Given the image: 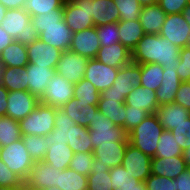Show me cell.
Listing matches in <instances>:
<instances>
[{
    "label": "cell",
    "instance_id": "obj_1",
    "mask_svg": "<svg viewBox=\"0 0 190 190\" xmlns=\"http://www.w3.org/2000/svg\"><path fill=\"white\" fill-rule=\"evenodd\" d=\"M180 48L159 34H145L132 50V62L179 66Z\"/></svg>",
    "mask_w": 190,
    "mask_h": 190
},
{
    "label": "cell",
    "instance_id": "obj_2",
    "mask_svg": "<svg viewBox=\"0 0 190 190\" xmlns=\"http://www.w3.org/2000/svg\"><path fill=\"white\" fill-rule=\"evenodd\" d=\"M164 131L155 113L148 114L142 122L128 133L129 143L137 147L150 158H154L157 143Z\"/></svg>",
    "mask_w": 190,
    "mask_h": 190
},
{
    "label": "cell",
    "instance_id": "obj_3",
    "mask_svg": "<svg viewBox=\"0 0 190 190\" xmlns=\"http://www.w3.org/2000/svg\"><path fill=\"white\" fill-rule=\"evenodd\" d=\"M90 131V141L93 150L101 145L112 142H129L128 133L123 127L117 126L108 116L102 114L99 110L95 112L93 121L88 126Z\"/></svg>",
    "mask_w": 190,
    "mask_h": 190
},
{
    "label": "cell",
    "instance_id": "obj_4",
    "mask_svg": "<svg viewBox=\"0 0 190 190\" xmlns=\"http://www.w3.org/2000/svg\"><path fill=\"white\" fill-rule=\"evenodd\" d=\"M55 115V107L40 102L29 115L19 121L21 135H48L54 129Z\"/></svg>",
    "mask_w": 190,
    "mask_h": 190
},
{
    "label": "cell",
    "instance_id": "obj_5",
    "mask_svg": "<svg viewBox=\"0 0 190 190\" xmlns=\"http://www.w3.org/2000/svg\"><path fill=\"white\" fill-rule=\"evenodd\" d=\"M0 159L24 182L29 177L35 163L25 148L22 138L7 146L0 147Z\"/></svg>",
    "mask_w": 190,
    "mask_h": 190
},
{
    "label": "cell",
    "instance_id": "obj_6",
    "mask_svg": "<svg viewBox=\"0 0 190 190\" xmlns=\"http://www.w3.org/2000/svg\"><path fill=\"white\" fill-rule=\"evenodd\" d=\"M32 35L62 51L70 48L73 33L62 19L57 24L31 25Z\"/></svg>",
    "mask_w": 190,
    "mask_h": 190
},
{
    "label": "cell",
    "instance_id": "obj_7",
    "mask_svg": "<svg viewBox=\"0 0 190 190\" xmlns=\"http://www.w3.org/2000/svg\"><path fill=\"white\" fill-rule=\"evenodd\" d=\"M141 64L130 62L119 68L113 85L101 93V95H113L122 98L124 101L135 87L140 86Z\"/></svg>",
    "mask_w": 190,
    "mask_h": 190
},
{
    "label": "cell",
    "instance_id": "obj_8",
    "mask_svg": "<svg viewBox=\"0 0 190 190\" xmlns=\"http://www.w3.org/2000/svg\"><path fill=\"white\" fill-rule=\"evenodd\" d=\"M63 20L72 33L94 27L93 17L89 15L88 0H65Z\"/></svg>",
    "mask_w": 190,
    "mask_h": 190
},
{
    "label": "cell",
    "instance_id": "obj_9",
    "mask_svg": "<svg viewBox=\"0 0 190 190\" xmlns=\"http://www.w3.org/2000/svg\"><path fill=\"white\" fill-rule=\"evenodd\" d=\"M26 47L29 63L52 69H56L63 52L54 46L44 43L35 36L26 41Z\"/></svg>",
    "mask_w": 190,
    "mask_h": 190
},
{
    "label": "cell",
    "instance_id": "obj_10",
    "mask_svg": "<svg viewBox=\"0 0 190 190\" xmlns=\"http://www.w3.org/2000/svg\"><path fill=\"white\" fill-rule=\"evenodd\" d=\"M48 87L39 98L42 104L51 107L61 108L70 99L74 98V84L55 74L48 82Z\"/></svg>",
    "mask_w": 190,
    "mask_h": 190
},
{
    "label": "cell",
    "instance_id": "obj_11",
    "mask_svg": "<svg viewBox=\"0 0 190 190\" xmlns=\"http://www.w3.org/2000/svg\"><path fill=\"white\" fill-rule=\"evenodd\" d=\"M15 40L27 41L31 32V16L24 9H7L0 25Z\"/></svg>",
    "mask_w": 190,
    "mask_h": 190
},
{
    "label": "cell",
    "instance_id": "obj_12",
    "mask_svg": "<svg viewBox=\"0 0 190 190\" xmlns=\"http://www.w3.org/2000/svg\"><path fill=\"white\" fill-rule=\"evenodd\" d=\"M190 25L182 13L166 15L159 35L173 42V45L184 48L188 46Z\"/></svg>",
    "mask_w": 190,
    "mask_h": 190
},
{
    "label": "cell",
    "instance_id": "obj_13",
    "mask_svg": "<svg viewBox=\"0 0 190 190\" xmlns=\"http://www.w3.org/2000/svg\"><path fill=\"white\" fill-rule=\"evenodd\" d=\"M151 160L152 158L128 143L121 165L130 176L145 181L151 175Z\"/></svg>",
    "mask_w": 190,
    "mask_h": 190
},
{
    "label": "cell",
    "instance_id": "obj_14",
    "mask_svg": "<svg viewBox=\"0 0 190 190\" xmlns=\"http://www.w3.org/2000/svg\"><path fill=\"white\" fill-rule=\"evenodd\" d=\"M6 116L20 121L29 115L40 103L39 98L29 91H9Z\"/></svg>",
    "mask_w": 190,
    "mask_h": 190
},
{
    "label": "cell",
    "instance_id": "obj_15",
    "mask_svg": "<svg viewBox=\"0 0 190 190\" xmlns=\"http://www.w3.org/2000/svg\"><path fill=\"white\" fill-rule=\"evenodd\" d=\"M118 71L119 68H113L93 58L87 62L84 78L90 81L102 93L113 85Z\"/></svg>",
    "mask_w": 190,
    "mask_h": 190
},
{
    "label": "cell",
    "instance_id": "obj_16",
    "mask_svg": "<svg viewBox=\"0 0 190 190\" xmlns=\"http://www.w3.org/2000/svg\"><path fill=\"white\" fill-rule=\"evenodd\" d=\"M88 60L69 50L63 51L57 63L56 73L73 84L78 83L84 78Z\"/></svg>",
    "mask_w": 190,
    "mask_h": 190
},
{
    "label": "cell",
    "instance_id": "obj_17",
    "mask_svg": "<svg viewBox=\"0 0 190 190\" xmlns=\"http://www.w3.org/2000/svg\"><path fill=\"white\" fill-rule=\"evenodd\" d=\"M101 47L96 27L73 33L69 51L88 59L96 57Z\"/></svg>",
    "mask_w": 190,
    "mask_h": 190
},
{
    "label": "cell",
    "instance_id": "obj_18",
    "mask_svg": "<svg viewBox=\"0 0 190 190\" xmlns=\"http://www.w3.org/2000/svg\"><path fill=\"white\" fill-rule=\"evenodd\" d=\"M24 183L34 190H42L53 186L58 188V169L44 161L35 162L29 177Z\"/></svg>",
    "mask_w": 190,
    "mask_h": 190
},
{
    "label": "cell",
    "instance_id": "obj_19",
    "mask_svg": "<svg viewBox=\"0 0 190 190\" xmlns=\"http://www.w3.org/2000/svg\"><path fill=\"white\" fill-rule=\"evenodd\" d=\"M88 10L95 27L120 21V12L113 0H88Z\"/></svg>",
    "mask_w": 190,
    "mask_h": 190
},
{
    "label": "cell",
    "instance_id": "obj_20",
    "mask_svg": "<svg viewBox=\"0 0 190 190\" xmlns=\"http://www.w3.org/2000/svg\"><path fill=\"white\" fill-rule=\"evenodd\" d=\"M26 83H28V91L40 98L48 87L47 82L56 74V69L42 67L33 63L26 66Z\"/></svg>",
    "mask_w": 190,
    "mask_h": 190
},
{
    "label": "cell",
    "instance_id": "obj_21",
    "mask_svg": "<svg viewBox=\"0 0 190 190\" xmlns=\"http://www.w3.org/2000/svg\"><path fill=\"white\" fill-rule=\"evenodd\" d=\"M177 67L178 66H163L164 71L161 85L155 93L159 106L175 102L177 90L182 83L176 71Z\"/></svg>",
    "mask_w": 190,
    "mask_h": 190
},
{
    "label": "cell",
    "instance_id": "obj_22",
    "mask_svg": "<svg viewBox=\"0 0 190 190\" xmlns=\"http://www.w3.org/2000/svg\"><path fill=\"white\" fill-rule=\"evenodd\" d=\"M45 142L48 144L49 148L43 161L59 170L69 168L71 159L74 155L69 145L60 140H48L46 137Z\"/></svg>",
    "mask_w": 190,
    "mask_h": 190
},
{
    "label": "cell",
    "instance_id": "obj_23",
    "mask_svg": "<svg viewBox=\"0 0 190 190\" xmlns=\"http://www.w3.org/2000/svg\"><path fill=\"white\" fill-rule=\"evenodd\" d=\"M95 58L113 68H121L132 62V52L119 42L109 46H101Z\"/></svg>",
    "mask_w": 190,
    "mask_h": 190
},
{
    "label": "cell",
    "instance_id": "obj_24",
    "mask_svg": "<svg viewBox=\"0 0 190 190\" xmlns=\"http://www.w3.org/2000/svg\"><path fill=\"white\" fill-rule=\"evenodd\" d=\"M129 142H108L94 149V158L98 164L109 165L110 168L120 166Z\"/></svg>",
    "mask_w": 190,
    "mask_h": 190
},
{
    "label": "cell",
    "instance_id": "obj_25",
    "mask_svg": "<svg viewBox=\"0 0 190 190\" xmlns=\"http://www.w3.org/2000/svg\"><path fill=\"white\" fill-rule=\"evenodd\" d=\"M155 114L159 123L167 131H171L190 117V111L176 103L160 105Z\"/></svg>",
    "mask_w": 190,
    "mask_h": 190
},
{
    "label": "cell",
    "instance_id": "obj_26",
    "mask_svg": "<svg viewBox=\"0 0 190 190\" xmlns=\"http://www.w3.org/2000/svg\"><path fill=\"white\" fill-rule=\"evenodd\" d=\"M188 168L183 156L169 158L154 157L151 160V174L176 179Z\"/></svg>",
    "mask_w": 190,
    "mask_h": 190
},
{
    "label": "cell",
    "instance_id": "obj_27",
    "mask_svg": "<svg viewBox=\"0 0 190 190\" xmlns=\"http://www.w3.org/2000/svg\"><path fill=\"white\" fill-rule=\"evenodd\" d=\"M155 93V90L138 86L127 95L124 102L126 105L133 106L134 108H141L148 114H153L156 113V110L159 107Z\"/></svg>",
    "mask_w": 190,
    "mask_h": 190
},
{
    "label": "cell",
    "instance_id": "obj_28",
    "mask_svg": "<svg viewBox=\"0 0 190 190\" xmlns=\"http://www.w3.org/2000/svg\"><path fill=\"white\" fill-rule=\"evenodd\" d=\"M166 19V13L158 3L142 6L139 17L145 34H159Z\"/></svg>",
    "mask_w": 190,
    "mask_h": 190
},
{
    "label": "cell",
    "instance_id": "obj_29",
    "mask_svg": "<svg viewBox=\"0 0 190 190\" xmlns=\"http://www.w3.org/2000/svg\"><path fill=\"white\" fill-rule=\"evenodd\" d=\"M97 107L102 114L108 116L117 126L124 128L126 112L125 102L122 98L113 95H101Z\"/></svg>",
    "mask_w": 190,
    "mask_h": 190
},
{
    "label": "cell",
    "instance_id": "obj_30",
    "mask_svg": "<svg viewBox=\"0 0 190 190\" xmlns=\"http://www.w3.org/2000/svg\"><path fill=\"white\" fill-rule=\"evenodd\" d=\"M77 125L87 127L93 121L95 112L98 110L97 105H89L88 103L80 102L75 98L70 99L62 107Z\"/></svg>",
    "mask_w": 190,
    "mask_h": 190
},
{
    "label": "cell",
    "instance_id": "obj_31",
    "mask_svg": "<svg viewBox=\"0 0 190 190\" xmlns=\"http://www.w3.org/2000/svg\"><path fill=\"white\" fill-rule=\"evenodd\" d=\"M0 62L6 67H25L29 63L26 41L14 40L0 53Z\"/></svg>",
    "mask_w": 190,
    "mask_h": 190
},
{
    "label": "cell",
    "instance_id": "obj_32",
    "mask_svg": "<svg viewBox=\"0 0 190 190\" xmlns=\"http://www.w3.org/2000/svg\"><path fill=\"white\" fill-rule=\"evenodd\" d=\"M120 43L131 52L136 47L139 40L145 35L139 19L120 20L118 22Z\"/></svg>",
    "mask_w": 190,
    "mask_h": 190
},
{
    "label": "cell",
    "instance_id": "obj_33",
    "mask_svg": "<svg viewBox=\"0 0 190 190\" xmlns=\"http://www.w3.org/2000/svg\"><path fill=\"white\" fill-rule=\"evenodd\" d=\"M54 122L53 131L45 137L48 140H60L71 144L72 126L76 125L75 121L62 108H56Z\"/></svg>",
    "mask_w": 190,
    "mask_h": 190
},
{
    "label": "cell",
    "instance_id": "obj_34",
    "mask_svg": "<svg viewBox=\"0 0 190 190\" xmlns=\"http://www.w3.org/2000/svg\"><path fill=\"white\" fill-rule=\"evenodd\" d=\"M26 67H6L2 66L0 75V84L8 91H28V83H26Z\"/></svg>",
    "mask_w": 190,
    "mask_h": 190
},
{
    "label": "cell",
    "instance_id": "obj_35",
    "mask_svg": "<svg viewBox=\"0 0 190 190\" xmlns=\"http://www.w3.org/2000/svg\"><path fill=\"white\" fill-rule=\"evenodd\" d=\"M110 169L109 165L98 164V160L94 158L91 164V173L87 176V190H113Z\"/></svg>",
    "mask_w": 190,
    "mask_h": 190
},
{
    "label": "cell",
    "instance_id": "obj_36",
    "mask_svg": "<svg viewBox=\"0 0 190 190\" xmlns=\"http://www.w3.org/2000/svg\"><path fill=\"white\" fill-rule=\"evenodd\" d=\"M58 188L60 190H87L88 177L70 168L58 169Z\"/></svg>",
    "mask_w": 190,
    "mask_h": 190
},
{
    "label": "cell",
    "instance_id": "obj_37",
    "mask_svg": "<svg viewBox=\"0 0 190 190\" xmlns=\"http://www.w3.org/2000/svg\"><path fill=\"white\" fill-rule=\"evenodd\" d=\"M164 68L157 63L141 64L140 86L157 90L161 85Z\"/></svg>",
    "mask_w": 190,
    "mask_h": 190
},
{
    "label": "cell",
    "instance_id": "obj_38",
    "mask_svg": "<svg viewBox=\"0 0 190 190\" xmlns=\"http://www.w3.org/2000/svg\"><path fill=\"white\" fill-rule=\"evenodd\" d=\"M73 153H93L90 131L81 125L72 126L71 144H68Z\"/></svg>",
    "mask_w": 190,
    "mask_h": 190
},
{
    "label": "cell",
    "instance_id": "obj_39",
    "mask_svg": "<svg viewBox=\"0 0 190 190\" xmlns=\"http://www.w3.org/2000/svg\"><path fill=\"white\" fill-rule=\"evenodd\" d=\"M182 150L174 139V135L171 131L164 130L157 143V149L155 157L171 158L174 156H182Z\"/></svg>",
    "mask_w": 190,
    "mask_h": 190
},
{
    "label": "cell",
    "instance_id": "obj_40",
    "mask_svg": "<svg viewBox=\"0 0 190 190\" xmlns=\"http://www.w3.org/2000/svg\"><path fill=\"white\" fill-rule=\"evenodd\" d=\"M19 121L8 116L0 117V147L7 146L18 139H21Z\"/></svg>",
    "mask_w": 190,
    "mask_h": 190
},
{
    "label": "cell",
    "instance_id": "obj_41",
    "mask_svg": "<svg viewBox=\"0 0 190 190\" xmlns=\"http://www.w3.org/2000/svg\"><path fill=\"white\" fill-rule=\"evenodd\" d=\"M101 93L88 80L83 78L74 84V98L89 105H98Z\"/></svg>",
    "mask_w": 190,
    "mask_h": 190
},
{
    "label": "cell",
    "instance_id": "obj_42",
    "mask_svg": "<svg viewBox=\"0 0 190 190\" xmlns=\"http://www.w3.org/2000/svg\"><path fill=\"white\" fill-rule=\"evenodd\" d=\"M22 140L25 144L30 157L34 162H41L48 151V144L45 142V136L37 135H22Z\"/></svg>",
    "mask_w": 190,
    "mask_h": 190
},
{
    "label": "cell",
    "instance_id": "obj_43",
    "mask_svg": "<svg viewBox=\"0 0 190 190\" xmlns=\"http://www.w3.org/2000/svg\"><path fill=\"white\" fill-rule=\"evenodd\" d=\"M65 0H25L23 9L31 17L41 13L53 12V9H63Z\"/></svg>",
    "mask_w": 190,
    "mask_h": 190
},
{
    "label": "cell",
    "instance_id": "obj_44",
    "mask_svg": "<svg viewBox=\"0 0 190 190\" xmlns=\"http://www.w3.org/2000/svg\"><path fill=\"white\" fill-rule=\"evenodd\" d=\"M120 12V20L139 19L142 5L137 0H113Z\"/></svg>",
    "mask_w": 190,
    "mask_h": 190
},
{
    "label": "cell",
    "instance_id": "obj_45",
    "mask_svg": "<svg viewBox=\"0 0 190 190\" xmlns=\"http://www.w3.org/2000/svg\"><path fill=\"white\" fill-rule=\"evenodd\" d=\"M110 177L113 190H122L127 184H138L140 181L130 176L125 168L120 165L110 169Z\"/></svg>",
    "mask_w": 190,
    "mask_h": 190
},
{
    "label": "cell",
    "instance_id": "obj_46",
    "mask_svg": "<svg viewBox=\"0 0 190 190\" xmlns=\"http://www.w3.org/2000/svg\"><path fill=\"white\" fill-rule=\"evenodd\" d=\"M101 46L119 43L118 23H109L96 27Z\"/></svg>",
    "mask_w": 190,
    "mask_h": 190
},
{
    "label": "cell",
    "instance_id": "obj_47",
    "mask_svg": "<svg viewBox=\"0 0 190 190\" xmlns=\"http://www.w3.org/2000/svg\"><path fill=\"white\" fill-rule=\"evenodd\" d=\"M94 160L93 153H74L69 168L77 173L88 176L91 173V164Z\"/></svg>",
    "mask_w": 190,
    "mask_h": 190
},
{
    "label": "cell",
    "instance_id": "obj_48",
    "mask_svg": "<svg viewBox=\"0 0 190 190\" xmlns=\"http://www.w3.org/2000/svg\"><path fill=\"white\" fill-rule=\"evenodd\" d=\"M144 182L147 190H176L178 187L175 179L153 174L149 175Z\"/></svg>",
    "mask_w": 190,
    "mask_h": 190
},
{
    "label": "cell",
    "instance_id": "obj_49",
    "mask_svg": "<svg viewBox=\"0 0 190 190\" xmlns=\"http://www.w3.org/2000/svg\"><path fill=\"white\" fill-rule=\"evenodd\" d=\"M125 112L126 114L124 115V129L127 133H129L133 128H135L148 115V113L145 110L141 108H134L133 106H129L126 104Z\"/></svg>",
    "mask_w": 190,
    "mask_h": 190
},
{
    "label": "cell",
    "instance_id": "obj_50",
    "mask_svg": "<svg viewBox=\"0 0 190 190\" xmlns=\"http://www.w3.org/2000/svg\"><path fill=\"white\" fill-rule=\"evenodd\" d=\"M182 151L190 146V117L171 130Z\"/></svg>",
    "mask_w": 190,
    "mask_h": 190
},
{
    "label": "cell",
    "instance_id": "obj_51",
    "mask_svg": "<svg viewBox=\"0 0 190 190\" xmlns=\"http://www.w3.org/2000/svg\"><path fill=\"white\" fill-rule=\"evenodd\" d=\"M179 66L177 67L176 71L178 77L182 82H189L190 81V47H184L180 49L179 54Z\"/></svg>",
    "mask_w": 190,
    "mask_h": 190
},
{
    "label": "cell",
    "instance_id": "obj_52",
    "mask_svg": "<svg viewBox=\"0 0 190 190\" xmlns=\"http://www.w3.org/2000/svg\"><path fill=\"white\" fill-rule=\"evenodd\" d=\"M24 181L12 172L7 165L0 159V186H22Z\"/></svg>",
    "mask_w": 190,
    "mask_h": 190
},
{
    "label": "cell",
    "instance_id": "obj_53",
    "mask_svg": "<svg viewBox=\"0 0 190 190\" xmlns=\"http://www.w3.org/2000/svg\"><path fill=\"white\" fill-rule=\"evenodd\" d=\"M63 19V9H53V12L41 13L31 17V25L57 24Z\"/></svg>",
    "mask_w": 190,
    "mask_h": 190
},
{
    "label": "cell",
    "instance_id": "obj_54",
    "mask_svg": "<svg viewBox=\"0 0 190 190\" xmlns=\"http://www.w3.org/2000/svg\"><path fill=\"white\" fill-rule=\"evenodd\" d=\"M189 3L190 0H158V4L166 15L182 13Z\"/></svg>",
    "mask_w": 190,
    "mask_h": 190
},
{
    "label": "cell",
    "instance_id": "obj_55",
    "mask_svg": "<svg viewBox=\"0 0 190 190\" xmlns=\"http://www.w3.org/2000/svg\"><path fill=\"white\" fill-rule=\"evenodd\" d=\"M190 111V81L182 82L177 90L175 102Z\"/></svg>",
    "mask_w": 190,
    "mask_h": 190
},
{
    "label": "cell",
    "instance_id": "obj_56",
    "mask_svg": "<svg viewBox=\"0 0 190 190\" xmlns=\"http://www.w3.org/2000/svg\"><path fill=\"white\" fill-rule=\"evenodd\" d=\"M176 190H190V167L186 168L176 179Z\"/></svg>",
    "mask_w": 190,
    "mask_h": 190
},
{
    "label": "cell",
    "instance_id": "obj_57",
    "mask_svg": "<svg viewBox=\"0 0 190 190\" xmlns=\"http://www.w3.org/2000/svg\"><path fill=\"white\" fill-rule=\"evenodd\" d=\"M8 93L9 91L3 85L0 84V117L6 116Z\"/></svg>",
    "mask_w": 190,
    "mask_h": 190
},
{
    "label": "cell",
    "instance_id": "obj_58",
    "mask_svg": "<svg viewBox=\"0 0 190 190\" xmlns=\"http://www.w3.org/2000/svg\"><path fill=\"white\" fill-rule=\"evenodd\" d=\"M15 39L12 38L1 26H0V53L8 45H10Z\"/></svg>",
    "mask_w": 190,
    "mask_h": 190
},
{
    "label": "cell",
    "instance_id": "obj_59",
    "mask_svg": "<svg viewBox=\"0 0 190 190\" xmlns=\"http://www.w3.org/2000/svg\"><path fill=\"white\" fill-rule=\"evenodd\" d=\"M25 0H0L7 9H23Z\"/></svg>",
    "mask_w": 190,
    "mask_h": 190
},
{
    "label": "cell",
    "instance_id": "obj_60",
    "mask_svg": "<svg viewBox=\"0 0 190 190\" xmlns=\"http://www.w3.org/2000/svg\"><path fill=\"white\" fill-rule=\"evenodd\" d=\"M122 190H147L144 181H140L138 184H127Z\"/></svg>",
    "mask_w": 190,
    "mask_h": 190
},
{
    "label": "cell",
    "instance_id": "obj_61",
    "mask_svg": "<svg viewBox=\"0 0 190 190\" xmlns=\"http://www.w3.org/2000/svg\"><path fill=\"white\" fill-rule=\"evenodd\" d=\"M182 156L187 166L190 167V146H188L183 152Z\"/></svg>",
    "mask_w": 190,
    "mask_h": 190
},
{
    "label": "cell",
    "instance_id": "obj_62",
    "mask_svg": "<svg viewBox=\"0 0 190 190\" xmlns=\"http://www.w3.org/2000/svg\"><path fill=\"white\" fill-rule=\"evenodd\" d=\"M182 15H183L184 19L190 25V3L184 8V10L182 11Z\"/></svg>",
    "mask_w": 190,
    "mask_h": 190
},
{
    "label": "cell",
    "instance_id": "obj_63",
    "mask_svg": "<svg viewBox=\"0 0 190 190\" xmlns=\"http://www.w3.org/2000/svg\"><path fill=\"white\" fill-rule=\"evenodd\" d=\"M6 11H7V8L0 3V25L2 21L4 20Z\"/></svg>",
    "mask_w": 190,
    "mask_h": 190
},
{
    "label": "cell",
    "instance_id": "obj_64",
    "mask_svg": "<svg viewBox=\"0 0 190 190\" xmlns=\"http://www.w3.org/2000/svg\"><path fill=\"white\" fill-rule=\"evenodd\" d=\"M142 6L158 3V0H137Z\"/></svg>",
    "mask_w": 190,
    "mask_h": 190
},
{
    "label": "cell",
    "instance_id": "obj_65",
    "mask_svg": "<svg viewBox=\"0 0 190 190\" xmlns=\"http://www.w3.org/2000/svg\"><path fill=\"white\" fill-rule=\"evenodd\" d=\"M0 190H18V186H10V187L0 186Z\"/></svg>",
    "mask_w": 190,
    "mask_h": 190
},
{
    "label": "cell",
    "instance_id": "obj_66",
    "mask_svg": "<svg viewBox=\"0 0 190 190\" xmlns=\"http://www.w3.org/2000/svg\"><path fill=\"white\" fill-rule=\"evenodd\" d=\"M18 190H34L28 187L25 183L22 186H18Z\"/></svg>",
    "mask_w": 190,
    "mask_h": 190
},
{
    "label": "cell",
    "instance_id": "obj_67",
    "mask_svg": "<svg viewBox=\"0 0 190 190\" xmlns=\"http://www.w3.org/2000/svg\"><path fill=\"white\" fill-rule=\"evenodd\" d=\"M42 190H60V189L53 186V187L45 188V189H42Z\"/></svg>",
    "mask_w": 190,
    "mask_h": 190
},
{
    "label": "cell",
    "instance_id": "obj_68",
    "mask_svg": "<svg viewBox=\"0 0 190 190\" xmlns=\"http://www.w3.org/2000/svg\"><path fill=\"white\" fill-rule=\"evenodd\" d=\"M1 70H2V64H1V62H0V75H1Z\"/></svg>",
    "mask_w": 190,
    "mask_h": 190
},
{
    "label": "cell",
    "instance_id": "obj_69",
    "mask_svg": "<svg viewBox=\"0 0 190 190\" xmlns=\"http://www.w3.org/2000/svg\"><path fill=\"white\" fill-rule=\"evenodd\" d=\"M188 47H190V34H189V43H188Z\"/></svg>",
    "mask_w": 190,
    "mask_h": 190
}]
</instances>
